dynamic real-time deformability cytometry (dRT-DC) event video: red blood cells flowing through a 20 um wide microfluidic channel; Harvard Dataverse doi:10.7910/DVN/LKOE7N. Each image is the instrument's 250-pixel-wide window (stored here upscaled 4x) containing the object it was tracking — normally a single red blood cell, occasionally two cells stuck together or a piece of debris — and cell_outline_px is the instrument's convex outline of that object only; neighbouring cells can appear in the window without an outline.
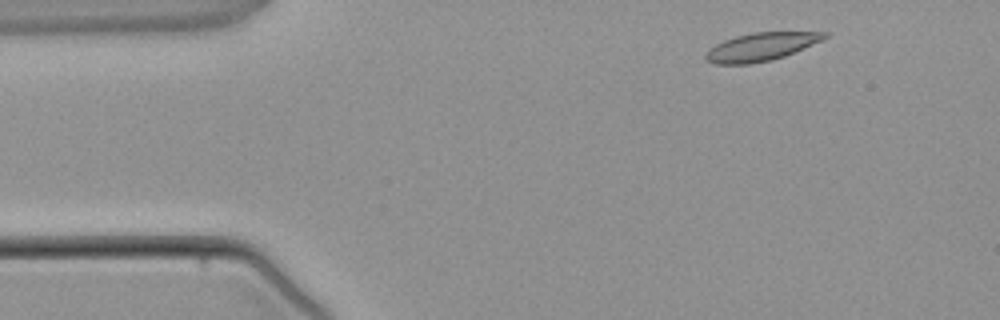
{"species": "common noctule bat (a hibernating species)", "species_latin": "Nyctalus noctula", "temperature_condition": "warm", "stored_images_in_passage": 2, "camera_frame_rate_fps": 3000, "um_per_image_px": 0.085, "animal": {"sex": "male", "body_mass_g": 21.5, "forearm_length_mm": 52.0}, "frame": {"image": 1, "passage_image": 1, "time_ms": 0.0, "image_size_px": [1000, 320], "cell_outline_px": [[828, 36], [812, 44], [784, 56], [772, 60], [748, 64], [716, 64], [708, 60], [704, 56], [708, 48], [724, 40], [736, 36], [752, 32], [828, 32]], "centroid_in_image_um": [64.64, 3.97], "position_along_channel_um": 20.4, "area_um2": 19.19}}